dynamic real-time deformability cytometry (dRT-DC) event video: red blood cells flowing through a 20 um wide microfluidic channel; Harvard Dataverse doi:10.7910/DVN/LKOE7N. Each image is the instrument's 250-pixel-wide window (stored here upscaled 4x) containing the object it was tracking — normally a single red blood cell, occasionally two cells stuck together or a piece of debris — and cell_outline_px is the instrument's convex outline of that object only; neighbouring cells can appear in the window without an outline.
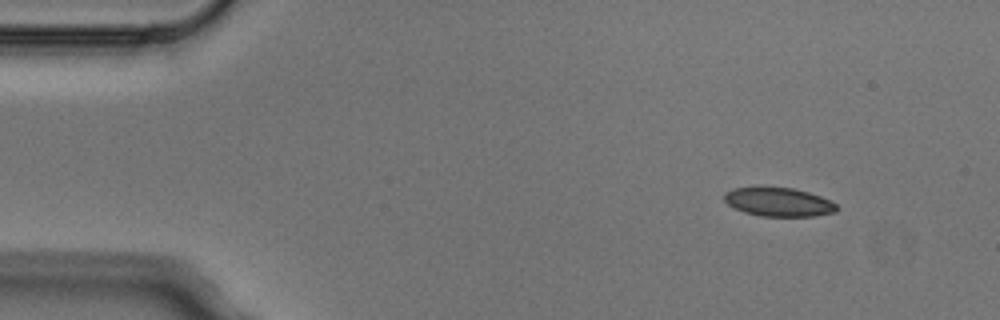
{"species": "Egyptian fruit bat (a non-hibernating species)", "species_latin": "Rousettus aegyptiacus", "temperature_condition": "cold", "stored_images_in_passage": 5, "camera_frame_rate_fps": 3000, "um_per_image_px": 0.085, "animal": {"sex": "male"}, "frame": {"image": 1, "passage_image": 1, "time_ms": 0.0, "image_size_px": [1000, 320], "cell_outline_px": [[840, 208], [836, 212], [816, 216], [760, 216], [744, 212], [728, 204], [724, 200], [724, 192], [732, 188], [760, 184], [792, 188], [808, 192], [820, 196], [836, 204]], "centroid_in_image_um": [66.14, 17.13], "position_along_channel_um": 18.9, "area_um2": 19.54}}
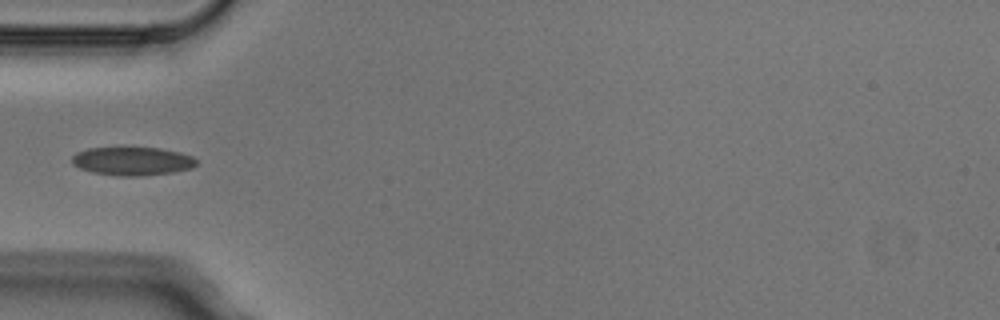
{"frame": {"image": 2, "passage_image": 4, "time_ms": 1.0, "image_size_px": [1000, 320], "cell_outline_px": [[196, 164], [192, 168], [172, 172], [140, 176], [116, 176], [92, 172], [80, 168], [72, 164], [72, 156], [76, 152], [88, 148], [160, 148], [180, 152], [192, 156], [196, 160]], "centroid_in_image_um": [11.23, 13.7], "position_along_channel_um": 73.8, "area_um2": 20.58}}
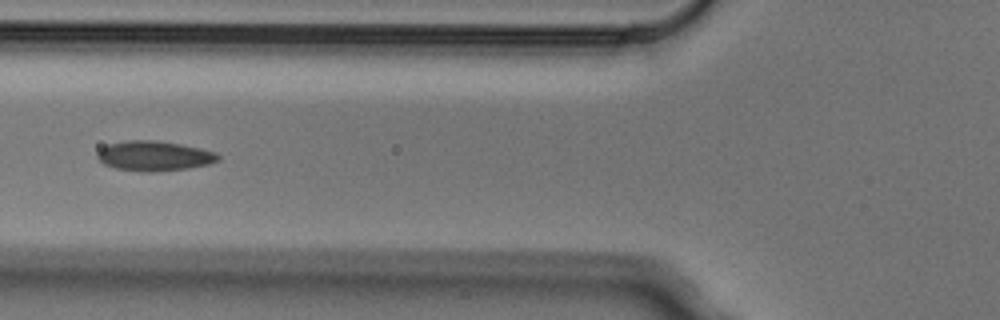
{"frame": {"image": 3, "passage_image": 5, "time_ms": 1.333, "image_size_px": [1000, 320], "cell_outline_px": [[220, 160], [208, 164], [188, 168], [152, 172], [148, 172], [116, 168], [104, 164], [96, 156], [100, 148], [108, 144], [128, 140], [156, 140], [180, 144], [200, 148], [216, 152], [220, 156]], "centroid_in_image_um": [13.12, 13.24], "position_along_channel_um": 112.7, "area_um2": 20.98}}